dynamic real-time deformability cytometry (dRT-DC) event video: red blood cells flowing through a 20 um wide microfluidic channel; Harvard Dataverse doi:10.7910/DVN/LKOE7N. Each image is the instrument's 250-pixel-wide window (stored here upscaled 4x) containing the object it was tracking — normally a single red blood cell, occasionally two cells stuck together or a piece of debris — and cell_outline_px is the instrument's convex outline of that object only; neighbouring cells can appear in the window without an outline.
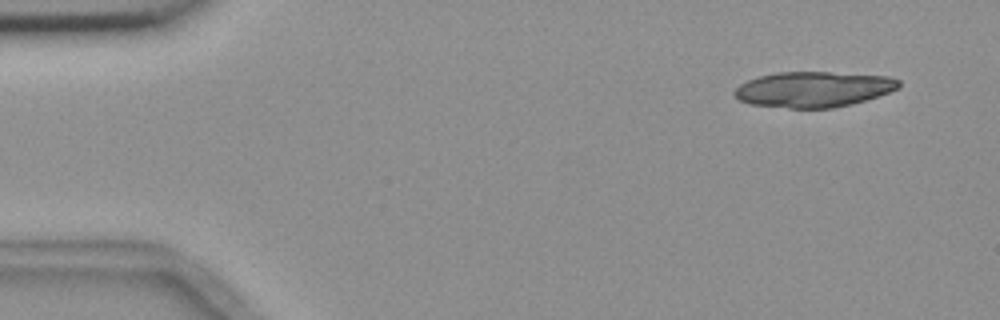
{"species": "common noctule bat (a hibernating species)", "species_latin": "Nyctalus noctula", "temperature_condition": "room temperature", "stored_images_in_passage": 5, "camera_frame_rate_fps": 3000, "um_per_image_px": 0.085, "animal": {"sex": "female", "body_mass_g": 18.4}, "frame": {"image": 1, "passage_image": 1, "time_ms": 0.0, "image_size_px": [1000, 320], "cell_outline_px": [[900, 88], [852, 104], [832, 108], [788, 108], [748, 104], [740, 100], [732, 92], [740, 84], [748, 80], [760, 76], [776, 72], [828, 72], [888, 76], [900, 80]], "centroid_in_image_um": [69.13, 7.59], "position_along_channel_um": 15.9, "area_um2": 33.99}}
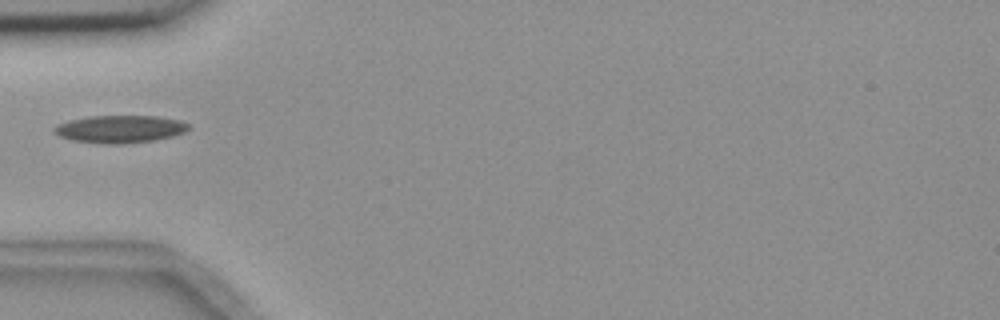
{"frame": {"image": 2, "passage_image": 5, "time_ms": 4.667, "image_size_px": [1000, 320], "cell_outline_px": [[188, 128], [184, 132], [172, 136], [152, 140], [120, 144], [100, 144], [72, 140], [60, 136], [52, 128], [56, 124], [72, 120], [92, 116], [156, 116], [180, 120], [188, 124]], "centroid_in_image_um": [10.18, 10.97], "position_along_channel_um": 74.8, "area_um2": 21.33}}